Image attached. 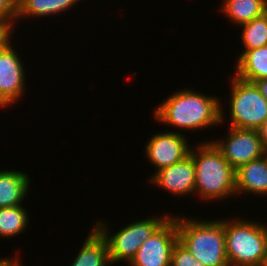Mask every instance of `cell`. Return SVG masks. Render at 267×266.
I'll list each match as a JSON object with an SVG mask.
<instances>
[{"instance_id":"9","label":"cell","mask_w":267,"mask_h":266,"mask_svg":"<svg viewBox=\"0 0 267 266\" xmlns=\"http://www.w3.org/2000/svg\"><path fill=\"white\" fill-rule=\"evenodd\" d=\"M228 131L225 139L211 142L235 170L267 154L257 130L230 127Z\"/></svg>"},{"instance_id":"16","label":"cell","mask_w":267,"mask_h":266,"mask_svg":"<svg viewBox=\"0 0 267 266\" xmlns=\"http://www.w3.org/2000/svg\"><path fill=\"white\" fill-rule=\"evenodd\" d=\"M220 8L228 21L240 26L267 12V0H223Z\"/></svg>"},{"instance_id":"6","label":"cell","mask_w":267,"mask_h":266,"mask_svg":"<svg viewBox=\"0 0 267 266\" xmlns=\"http://www.w3.org/2000/svg\"><path fill=\"white\" fill-rule=\"evenodd\" d=\"M230 127L258 130L267 121V99L252 82L231 75ZM231 99V100H230Z\"/></svg>"},{"instance_id":"21","label":"cell","mask_w":267,"mask_h":266,"mask_svg":"<svg viewBox=\"0 0 267 266\" xmlns=\"http://www.w3.org/2000/svg\"><path fill=\"white\" fill-rule=\"evenodd\" d=\"M18 4L15 0H0V21L6 24L12 31L16 25Z\"/></svg>"},{"instance_id":"14","label":"cell","mask_w":267,"mask_h":266,"mask_svg":"<svg viewBox=\"0 0 267 266\" xmlns=\"http://www.w3.org/2000/svg\"><path fill=\"white\" fill-rule=\"evenodd\" d=\"M84 243L78 251L70 266H110L107 243L100 232L93 227L92 231L83 240Z\"/></svg>"},{"instance_id":"22","label":"cell","mask_w":267,"mask_h":266,"mask_svg":"<svg viewBox=\"0 0 267 266\" xmlns=\"http://www.w3.org/2000/svg\"><path fill=\"white\" fill-rule=\"evenodd\" d=\"M13 34V31L2 21H0V46L9 39Z\"/></svg>"},{"instance_id":"5","label":"cell","mask_w":267,"mask_h":266,"mask_svg":"<svg viewBox=\"0 0 267 266\" xmlns=\"http://www.w3.org/2000/svg\"><path fill=\"white\" fill-rule=\"evenodd\" d=\"M148 217L140 221H133L111 235L109 225L103 220H97L94 226L104 237L111 264L125 262L127 264L134 258L140 246L171 216ZM102 221V222H101ZM108 225V226H107Z\"/></svg>"},{"instance_id":"11","label":"cell","mask_w":267,"mask_h":266,"mask_svg":"<svg viewBox=\"0 0 267 266\" xmlns=\"http://www.w3.org/2000/svg\"><path fill=\"white\" fill-rule=\"evenodd\" d=\"M148 179L152 186L167 190L174 196H188L195 192V165L191 153L175 164L162 168Z\"/></svg>"},{"instance_id":"1","label":"cell","mask_w":267,"mask_h":266,"mask_svg":"<svg viewBox=\"0 0 267 266\" xmlns=\"http://www.w3.org/2000/svg\"><path fill=\"white\" fill-rule=\"evenodd\" d=\"M220 101L217 96L184 88L171 93L156 106L153 113L154 119L157 120V123L178 128L173 132H178L180 129V131L184 130L190 133L204 128H214L219 124L221 126L224 118L227 117Z\"/></svg>"},{"instance_id":"15","label":"cell","mask_w":267,"mask_h":266,"mask_svg":"<svg viewBox=\"0 0 267 266\" xmlns=\"http://www.w3.org/2000/svg\"><path fill=\"white\" fill-rule=\"evenodd\" d=\"M234 64V75L238 78L254 82L267 78V45L247 50Z\"/></svg>"},{"instance_id":"20","label":"cell","mask_w":267,"mask_h":266,"mask_svg":"<svg viewBox=\"0 0 267 266\" xmlns=\"http://www.w3.org/2000/svg\"><path fill=\"white\" fill-rule=\"evenodd\" d=\"M171 266H205L198 261L189 250L179 241L174 245L171 253Z\"/></svg>"},{"instance_id":"2","label":"cell","mask_w":267,"mask_h":266,"mask_svg":"<svg viewBox=\"0 0 267 266\" xmlns=\"http://www.w3.org/2000/svg\"><path fill=\"white\" fill-rule=\"evenodd\" d=\"M196 146L190 150L195 165L194 193L206 202L237 197L235 169L211 141H200Z\"/></svg>"},{"instance_id":"10","label":"cell","mask_w":267,"mask_h":266,"mask_svg":"<svg viewBox=\"0 0 267 266\" xmlns=\"http://www.w3.org/2000/svg\"><path fill=\"white\" fill-rule=\"evenodd\" d=\"M188 141L189 139L180 131H163L150 136L144 151L148 162L156 169L154 174L187 157L191 150Z\"/></svg>"},{"instance_id":"23","label":"cell","mask_w":267,"mask_h":266,"mask_svg":"<svg viewBox=\"0 0 267 266\" xmlns=\"http://www.w3.org/2000/svg\"><path fill=\"white\" fill-rule=\"evenodd\" d=\"M257 131L262 141L263 148L267 153V121H265Z\"/></svg>"},{"instance_id":"26","label":"cell","mask_w":267,"mask_h":266,"mask_svg":"<svg viewBox=\"0 0 267 266\" xmlns=\"http://www.w3.org/2000/svg\"><path fill=\"white\" fill-rule=\"evenodd\" d=\"M18 255L14 257V260L8 266H22L21 260L19 261Z\"/></svg>"},{"instance_id":"4","label":"cell","mask_w":267,"mask_h":266,"mask_svg":"<svg viewBox=\"0 0 267 266\" xmlns=\"http://www.w3.org/2000/svg\"><path fill=\"white\" fill-rule=\"evenodd\" d=\"M229 266H261L267 250V223L251 219H224Z\"/></svg>"},{"instance_id":"12","label":"cell","mask_w":267,"mask_h":266,"mask_svg":"<svg viewBox=\"0 0 267 266\" xmlns=\"http://www.w3.org/2000/svg\"><path fill=\"white\" fill-rule=\"evenodd\" d=\"M236 196L242 193L267 196V154L235 170Z\"/></svg>"},{"instance_id":"19","label":"cell","mask_w":267,"mask_h":266,"mask_svg":"<svg viewBox=\"0 0 267 266\" xmlns=\"http://www.w3.org/2000/svg\"><path fill=\"white\" fill-rule=\"evenodd\" d=\"M241 44L244 50L237 60L247 51L267 45V12L252 21L241 24Z\"/></svg>"},{"instance_id":"8","label":"cell","mask_w":267,"mask_h":266,"mask_svg":"<svg viewBox=\"0 0 267 266\" xmlns=\"http://www.w3.org/2000/svg\"><path fill=\"white\" fill-rule=\"evenodd\" d=\"M177 241V215H171L142 243L128 266H171V253Z\"/></svg>"},{"instance_id":"13","label":"cell","mask_w":267,"mask_h":266,"mask_svg":"<svg viewBox=\"0 0 267 266\" xmlns=\"http://www.w3.org/2000/svg\"><path fill=\"white\" fill-rule=\"evenodd\" d=\"M32 181L20 170H0V208L23 205Z\"/></svg>"},{"instance_id":"17","label":"cell","mask_w":267,"mask_h":266,"mask_svg":"<svg viewBox=\"0 0 267 266\" xmlns=\"http://www.w3.org/2000/svg\"><path fill=\"white\" fill-rule=\"evenodd\" d=\"M80 0H21L18 3L17 20L29 17L41 18L59 15L71 10ZM76 4V5H75Z\"/></svg>"},{"instance_id":"18","label":"cell","mask_w":267,"mask_h":266,"mask_svg":"<svg viewBox=\"0 0 267 266\" xmlns=\"http://www.w3.org/2000/svg\"><path fill=\"white\" fill-rule=\"evenodd\" d=\"M28 210L23 205L0 208V237L13 238L26 231L29 224ZM21 233V234H20Z\"/></svg>"},{"instance_id":"3","label":"cell","mask_w":267,"mask_h":266,"mask_svg":"<svg viewBox=\"0 0 267 266\" xmlns=\"http://www.w3.org/2000/svg\"><path fill=\"white\" fill-rule=\"evenodd\" d=\"M177 216L178 241L205 266H229L224 219Z\"/></svg>"},{"instance_id":"27","label":"cell","mask_w":267,"mask_h":266,"mask_svg":"<svg viewBox=\"0 0 267 266\" xmlns=\"http://www.w3.org/2000/svg\"><path fill=\"white\" fill-rule=\"evenodd\" d=\"M261 266H267V250H266V254H265V257H264V260Z\"/></svg>"},{"instance_id":"7","label":"cell","mask_w":267,"mask_h":266,"mask_svg":"<svg viewBox=\"0 0 267 266\" xmlns=\"http://www.w3.org/2000/svg\"><path fill=\"white\" fill-rule=\"evenodd\" d=\"M11 37L0 46V108L17 103L25 94L24 62L11 44ZM25 70V71H24Z\"/></svg>"},{"instance_id":"24","label":"cell","mask_w":267,"mask_h":266,"mask_svg":"<svg viewBox=\"0 0 267 266\" xmlns=\"http://www.w3.org/2000/svg\"><path fill=\"white\" fill-rule=\"evenodd\" d=\"M258 88L259 92L267 99V78L253 82Z\"/></svg>"},{"instance_id":"25","label":"cell","mask_w":267,"mask_h":266,"mask_svg":"<svg viewBox=\"0 0 267 266\" xmlns=\"http://www.w3.org/2000/svg\"><path fill=\"white\" fill-rule=\"evenodd\" d=\"M13 260H14L13 257L12 258L0 257V266H8Z\"/></svg>"}]
</instances>
